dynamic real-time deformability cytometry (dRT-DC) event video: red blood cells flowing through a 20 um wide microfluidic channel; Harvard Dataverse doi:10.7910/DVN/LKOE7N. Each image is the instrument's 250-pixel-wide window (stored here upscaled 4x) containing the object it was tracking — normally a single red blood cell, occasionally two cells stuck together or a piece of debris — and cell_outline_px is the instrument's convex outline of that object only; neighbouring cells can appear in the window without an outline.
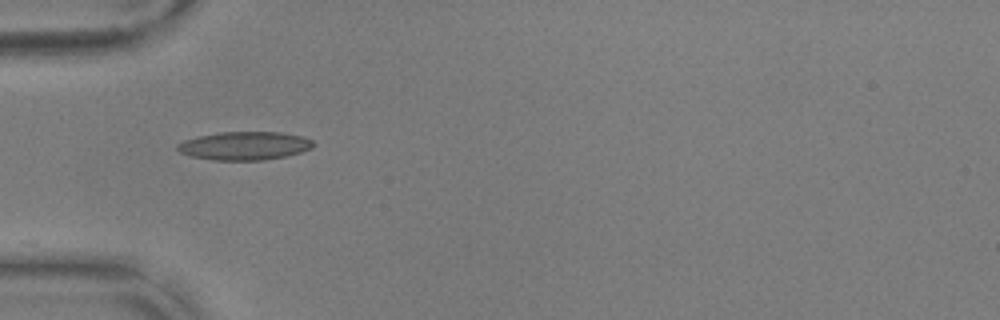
{"species": "common noctule bat (a hibernating species)", "species_latin": "Nyctalus noctula", "temperature_condition": "warm", "stored_images_in_passage": 38, "camera_frame_rate_fps": 3000, "um_per_image_px": 0.085, "animal": {"sex": "male", "body_mass_g": 17.9, "forearm_length_mm": 54.2}, "frame": {"image": 1, "passage_image": 1, "time_ms": 0.0, "image_size_px": [1000, 320], "cell_outline_px": [[316, 144], [312, 148], [300, 152], [284, 156], [264, 160], [212, 160], [192, 156], [180, 152], [176, 148], [176, 144], [184, 140], [200, 136], [220, 132], [280, 132], [300, 136], [312, 140]], "centroid_in_image_um": [20.78, 12.39], "position_along_channel_um": 64.2, "area_um2": 22.31}}
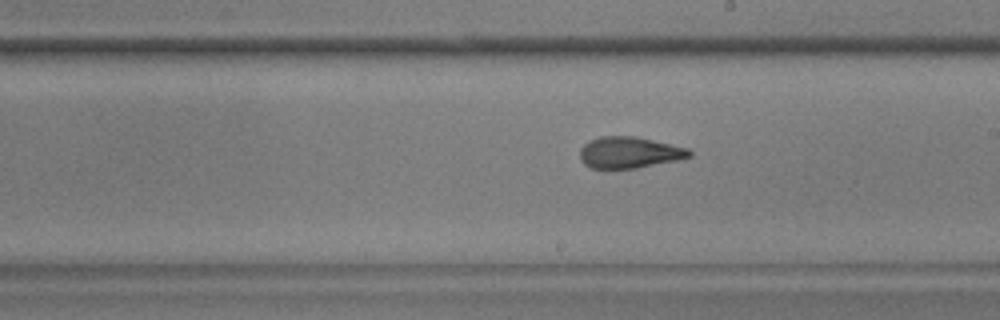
{"frame": {"image": 2, "passage_image": 15, "time_ms": 4.667, "image_size_px": [1000, 320], "cell_outline_px": [[692, 156], [676, 160], [636, 168], [592, 168], [584, 164], [580, 160], [580, 148], [588, 140], [600, 136], [636, 136], [688, 148], [692, 152]], "centroid_in_image_um": [53.47, 12.95], "position_along_channel_um": 235.5, "area_um2": 20.0}}
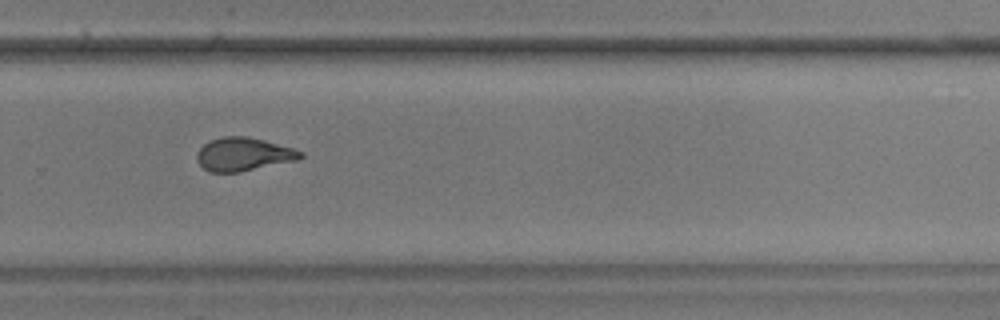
{"frame": {"image": 3, "passage_image": 21, "time_ms": 6.667, "image_size_px": [1000, 320], "cell_outline_px": [[304, 156], [296, 160], [240, 172], [208, 172], [196, 160], [196, 152], [208, 140], [224, 136], [248, 136], [264, 140], [292, 148], [304, 152]], "centroid_in_image_um": [20.66, 13.11], "position_along_channel_um": 309.1, "area_um2": 20.17}, "authors_computed_cell_mechanics": {"area_um2": 20.6635, "velocity_mm_per_s": 3.6944, "shape_relaxation_time_tau1_ms": 9.185, "shape_relaxation_time_tau2_ms": 1.2722, "deformation_change_tau1": 0.2408, "deformation_change_tau2": 0.0837}}